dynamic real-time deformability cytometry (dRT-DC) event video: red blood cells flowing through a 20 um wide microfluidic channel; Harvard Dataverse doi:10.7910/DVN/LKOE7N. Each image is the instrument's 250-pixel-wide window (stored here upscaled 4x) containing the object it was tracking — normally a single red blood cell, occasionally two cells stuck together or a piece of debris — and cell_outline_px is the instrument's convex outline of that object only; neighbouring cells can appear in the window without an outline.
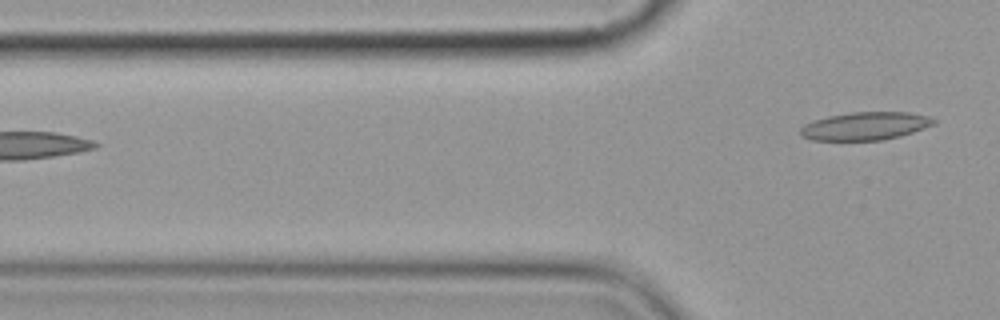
{"species": "common noctule bat (a hibernating species)", "species_latin": "Nyctalus noctula", "temperature_condition": "cold", "stored_images_in_passage": 5, "camera_frame_rate_fps": 3000, "um_per_image_px": 0.085, "animal": {"sex": "female", "body_mass_g": 19.9}, "frame": {"image": 1, "passage_image": 5, "time_ms": 4.667, "image_size_px": [1000, 320], "cell_outline_px": [[936, 124], [900, 136], [884, 140], [812, 140], [800, 136], [800, 128], [804, 124], [812, 120], [828, 116], [852, 112], [908, 112], [928, 116], [936, 120]], "centroid_in_image_um": [73.52, 10.71], "position_along_channel_um": 52.3, "area_um2": 21.85}}